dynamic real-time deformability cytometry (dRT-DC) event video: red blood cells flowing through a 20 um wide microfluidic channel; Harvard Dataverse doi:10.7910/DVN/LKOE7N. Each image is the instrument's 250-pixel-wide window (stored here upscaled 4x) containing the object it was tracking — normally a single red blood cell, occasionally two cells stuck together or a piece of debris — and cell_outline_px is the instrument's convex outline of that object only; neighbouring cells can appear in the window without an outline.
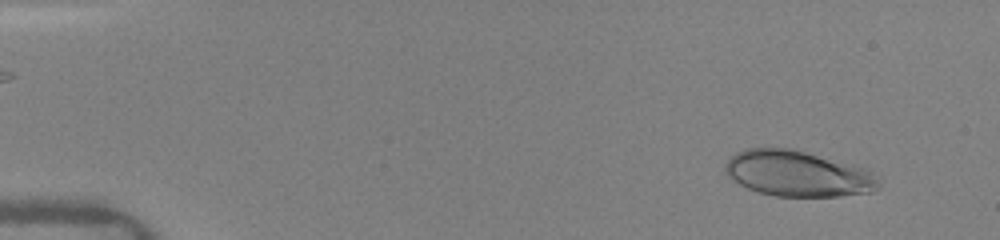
{"species": "human", "species_latin": "Homo sapiens", "temperature_condition": "warm", "stored_images_in_passage": 46, "camera_frame_rate_fps": 3000, "um_per_image_px": 0.085, "donor": {"sex": "female"}, "frame": {"image": 1, "passage_image": 8, "time_ms": 1.333, "image_size_px": [1000, 240], "cell_outline_px": [[880, 188], [872, 192], [840, 196], [776, 196], [760, 192], [748, 188], [732, 180], [724, 172], [724, 164], [736, 152], [748, 148], [792, 148], [868, 168], [872, 172], [880, 184]], "centroid_in_image_um": [67.82, 14.75], "position_along_channel_um": 17.2, "area_um2": 41.1}}
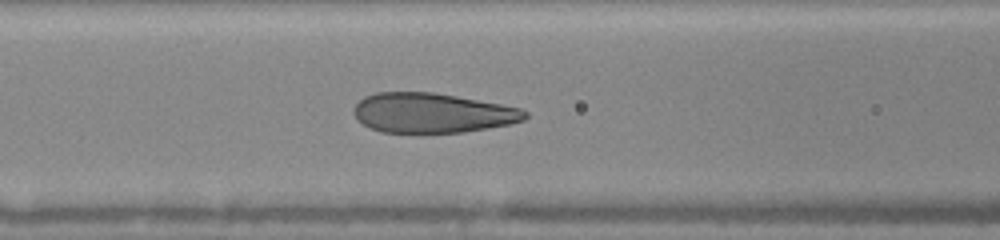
{"frame": {"image": 2, "passage_image": 38, "time_ms": 7.0, "image_size_px": [1000, 240], "cell_outline_px": [[528, 116], [524, 120], [512, 124], [464, 132], [416, 136], [380, 132], [368, 128], [356, 120], [352, 112], [352, 108], [364, 96], [376, 92], [432, 92], [456, 96], [500, 104], [520, 108], [528, 112]], "centroid_in_image_um": [36.67, 9.65], "position_along_channel_um": 129.9, "area_um2": 41.1}}
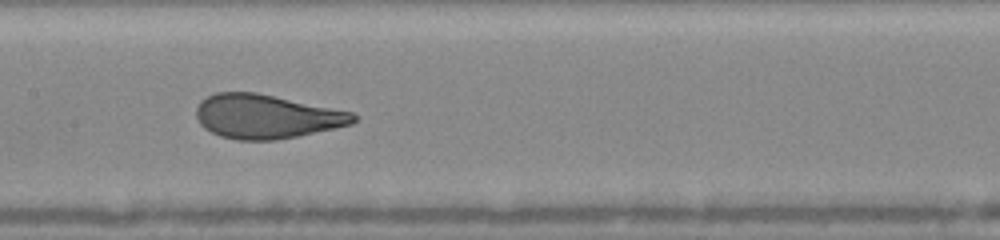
{"frame": {"image": 3, "passage_image": 45, "time_ms": 8.333, "image_size_px": [1000, 240], "cell_outline_px": [[356, 120], [352, 124], [336, 128], [276, 140], [236, 140], [220, 136], [204, 128], [196, 120], [196, 108], [200, 100], [216, 92], [256, 92], [352, 112], [356, 116]], "centroid_in_image_um": [22.6, 9.9], "position_along_channel_um": 184.8, "area_um2": 40.29}}